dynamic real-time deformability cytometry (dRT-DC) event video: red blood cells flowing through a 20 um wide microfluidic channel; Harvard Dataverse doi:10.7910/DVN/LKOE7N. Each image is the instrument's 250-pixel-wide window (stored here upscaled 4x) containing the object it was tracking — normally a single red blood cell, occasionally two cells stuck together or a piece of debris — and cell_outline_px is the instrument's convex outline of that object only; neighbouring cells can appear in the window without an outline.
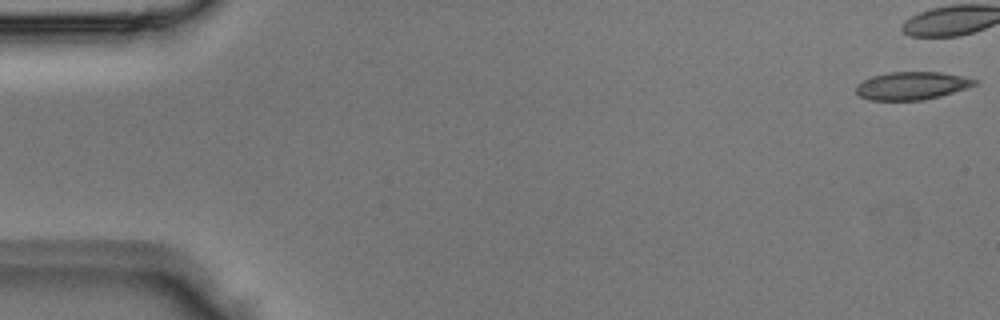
{"species": "Egyptian fruit bat (a non-hibernating species)", "species_latin": "Rousettus aegyptiacus", "temperature_condition": "room temperature", "stored_images_in_passage": 6, "camera_frame_rate_fps": 3000, "um_per_image_px": 0.085, "animal": {"sex": "male"}, "frame": {"image": 1, "passage_image": 1, "time_ms": 0.0, "image_size_px": [1000, 320], "cell_outline_px": [[980, 80], [976, 84], [940, 96], [924, 100], [868, 100], [860, 96], [856, 92], [856, 84], [872, 76], [888, 72], [940, 72]], "centroid_in_image_um": [77.46, 7.28], "position_along_channel_um": 7.5, "area_um2": 19.13}}
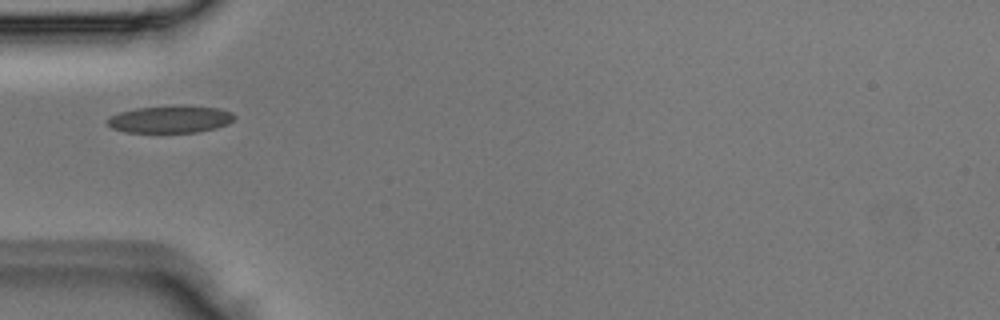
{"frame": {"image": 2, "passage_image": 5, "time_ms": 1.333, "image_size_px": [1000, 320], "cell_outline_px": [[236, 116], [228, 124], [216, 128], [196, 132], [124, 132], [112, 128], [108, 124], [108, 116], [120, 112], [136, 108], [180, 104], [220, 108], [232, 112]], "centroid_in_image_um": [14.5, 10.11], "position_along_channel_um": 70.5, "area_um2": 20.46}}
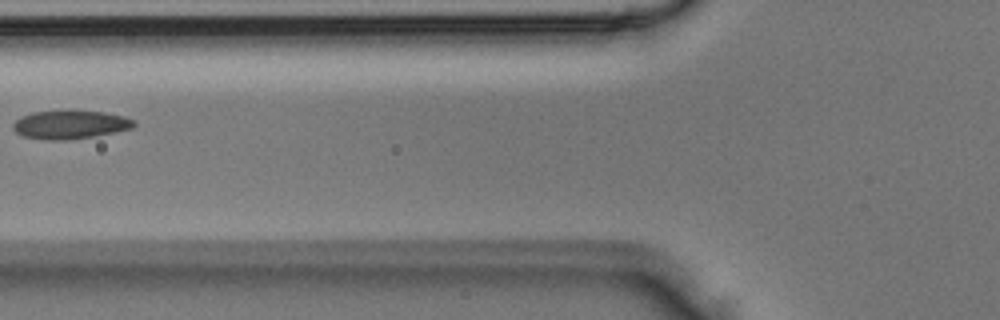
{"frame": {"image": 3, "passage_image": 6, "time_ms": 1.667, "image_size_px": [1000, 320], "cell_outline_px": [[136, 124], [132, 128], [96, 136], [72, 140], [44, 140], [20, 136], [12, 128], [12, 124], [20, 116], [32, 112], [68, 108], [72, 108], [104, 112], [124, 116], [136, 120]], "centroid_in_image_um": [5.94, 10.56], "position_along_channel_um": 119.9, "area_um2": 21.1}}